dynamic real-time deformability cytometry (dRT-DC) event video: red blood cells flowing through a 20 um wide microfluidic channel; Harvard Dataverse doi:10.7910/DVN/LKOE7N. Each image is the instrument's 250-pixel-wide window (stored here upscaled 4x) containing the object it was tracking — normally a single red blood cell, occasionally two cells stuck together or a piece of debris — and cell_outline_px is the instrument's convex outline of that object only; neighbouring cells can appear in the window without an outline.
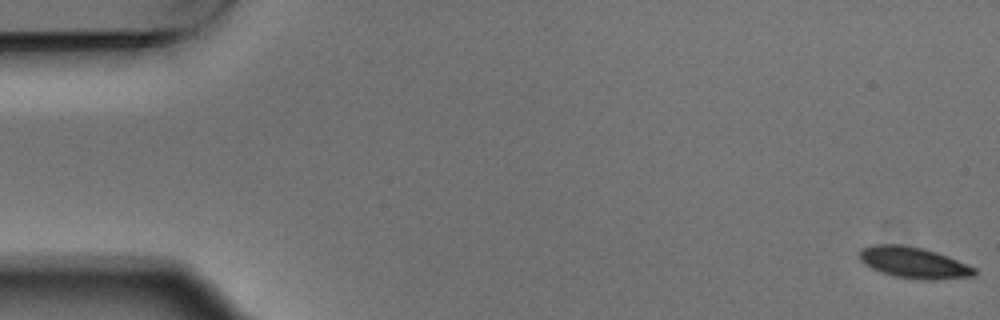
{"species": "Egyptian fruit bat (a non-hibernating species)", "species_latin": "Rousettus aegyptiacus", "temperature_condition": "warm", "stored_images_in_passage": 6, "segment_of_instrument_passage": [1, 2], "camera_frame_rate_fps": 3000, "um_per_image_px": 0.085, "animal": {"sex": "male"}, "frame": {"image": 1, "passage_image": 1, "time_ms": 0.0, "image_size_px": [1000, 320], "cell_outline_px": [[976, 276], [932, 280], [924, 280], [896, 276], [880, 272], [864, 264], [860, 260], [860, 248], [872, 244], [900, 244], [924, 248], [936, 252], [976, 268]], "centroid_in_image_um": [77.65, 22.31], "position_along_channel_um": 7.4, "area_um2": 20.87}}
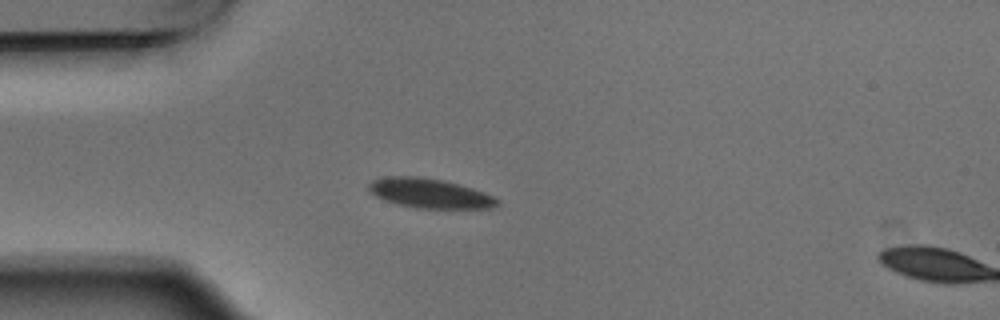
{"frame": {"image": 2, "passage_image": 5, "time_ms": 1.333, "image_size_px": [1000, 320], "cell_outline_px": [[500, 204], [492, 208], [416, 208], [396, 204], [384, 200], [368, 192], [368, 184], [372, 180], [384, 176], [420, 176], [444, 180], [460, 184], [484, 192], [500, 200]], "centroid_in_image_um": [36.5, 16.42], "position_along_channel_um": 48.5, "area_um2": 22.43}}